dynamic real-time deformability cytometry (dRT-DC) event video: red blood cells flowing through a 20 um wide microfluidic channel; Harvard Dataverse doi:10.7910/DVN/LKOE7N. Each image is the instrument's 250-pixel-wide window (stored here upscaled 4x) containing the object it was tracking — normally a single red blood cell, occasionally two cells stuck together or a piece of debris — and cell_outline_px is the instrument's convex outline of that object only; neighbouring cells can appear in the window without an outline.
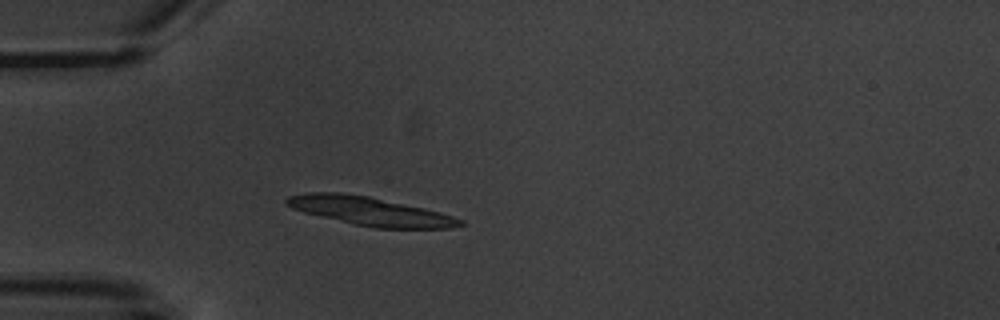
{"species": "common noctule bat (a hibernating species)", "species_latin": "Nyctalus noctula", "temperature_condition": "warm", "stored_images_in_passage": 4, "camera_frame_rate_fps": 3000, "um_per_image_px": 0.085, "animal": {"sex": "male", "body_mass_g": 20.1, "forearm_length_mm": 53.5}, "frame": {"image": 1, "passage_image": 4, "time_ms": 4.333, "image_size_px": [1000, 320], "cell_outline_px": [[464, 224], [448, 228], [376, 228], [356, 224], [304, 212], [292, 208], [284, 204], [284, 200], [288, 196], [304, 192], [340, 192], [368, 196], [424, 208], [440, 212], [464, 220]], "centroid_in_image_um": [31.42, 17.93], "position_along_channel_um": 53.6, "area_um2": 28.61}}